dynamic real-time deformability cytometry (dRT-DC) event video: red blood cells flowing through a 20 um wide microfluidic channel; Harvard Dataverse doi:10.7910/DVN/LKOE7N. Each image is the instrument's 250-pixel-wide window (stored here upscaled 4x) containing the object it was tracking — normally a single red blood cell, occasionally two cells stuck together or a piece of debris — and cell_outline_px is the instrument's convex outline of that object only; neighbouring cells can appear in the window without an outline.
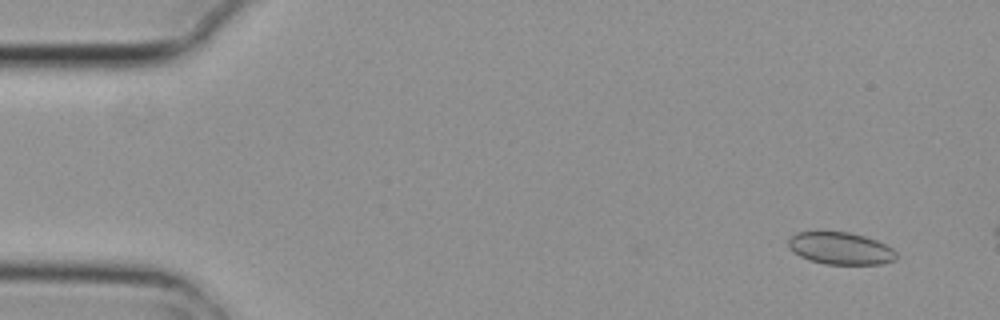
{"species": "common noctule bat (a hibernating species)", "species_latin": "Nyctalus noctula", "temperature_condition": "cold", "stored_images_in_passage": 4, "camera_frame_rate_fps": 3000, "um_per_image_px": 0.085, "animal": {"sex": "female", "body_mass_g": 29.2, "forearm_length_mm": 56.3}, "frame": {"image": 1, "passage_image": 1, "time_ms": 0.0, "image_size_px": [1000, 320], "cell_outline_px": [[896, 260], [880, 264], [824, 264], [808, 260], [792, 252], [788, 244], [788, 240], [796, 232], [848, 232], [864, 236], [876, 240], [892, 248], [896, 252]], "centroid_in_image_um": [71.43, 21.12], "position_along_channel_um": 13.6, "area_um2": 20.23}}